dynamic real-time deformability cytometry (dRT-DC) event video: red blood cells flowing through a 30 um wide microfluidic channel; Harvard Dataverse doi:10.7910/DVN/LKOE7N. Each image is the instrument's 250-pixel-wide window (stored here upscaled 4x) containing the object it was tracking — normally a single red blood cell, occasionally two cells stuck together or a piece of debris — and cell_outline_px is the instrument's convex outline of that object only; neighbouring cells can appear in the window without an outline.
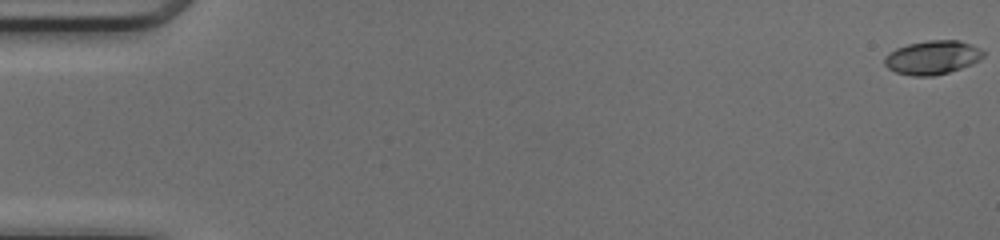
{"species": "common noctule bat (a hibernating species)", "species_latin": "Nyctalus noctula", "temperature_condition": "cold", "stored_images_in_passage": 51, "camera_frame_rate_fps": 3000, "um_per_image_px": 0.085, "animal": {"sex": "female", "body_mass_g": 17.0, "forearm_length_mm": 48.0}, "frame": {"image": 1, "passage_image": 1, "time_ms": 0.0, "image_size_px": [1000, 240], "cell_outline_px": [[984, 56], [980, 60], [972, 64], [948, 72], [932, 76], [912, 76], [896, 72], [888, 68], [884, 64], [884, 56], [896, 48], [908, 44], [928, 40], [960, 40], [972, 44], [980, 48], [984, 52]], "centroid_in_image_um": [79.26, 4.88], "position_along_channel_um": 5.7, "area_um2": 19.54}}
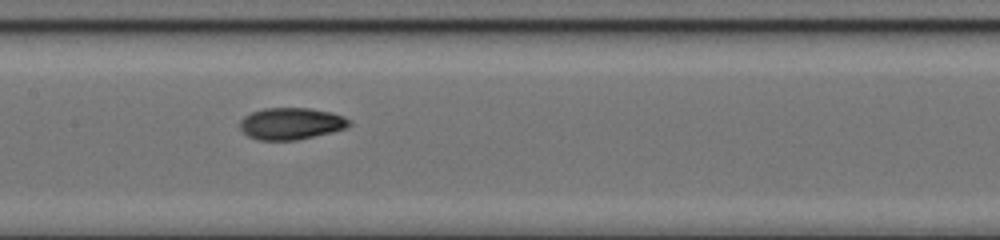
{"frame": {"image": 2, "passage_image": 26, "time_ms": 8.333, "image_size_px": [1000, 240], "cell_outline_px": [[352, 124], [348, 128], [332, 132], [296, 140], [256, 140], [248, 136], [240, 128], [240, 120], [244, 116], [252, 112], [264, 108], [312, 108], [332, 112], [344, 116], [352, 120]], "centroid_in_image_um": [24.79, 10.5], "position_along_channel_um": 182.6, "area_um2": 20.52}}
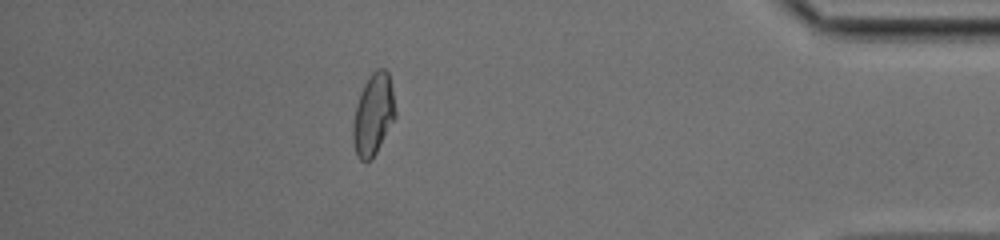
{"frame": {"image": 3, "passage_image": 45, "time_ms": 14.667, "image_size_px": [1000, 240], "cell_outline_px": [[396, 116], [372, 160], [360, 160], [356, 156], [352, 140], [352, 124], [356, 104], [360, 92], [368, 76], [376, 68], [384, 68], [388, 72], [392, 88], [396, 112]], "centroid_in_image_um": [31.71, 9.73], "position_along_channel_um": 403.5, "area_um2": 20.35}, "authors_computed_cell_mechanics": {"area_um2": 19.652, "velocity_mm_per_s": 4.1905, "shape_relaxation_time_tau1_ms": 8.6461, "shape_relaxation_time_tau2_ms": 2.1804, "deformation_change_tau1": 0.268, "deformation_change_tau2": 0.0635}}